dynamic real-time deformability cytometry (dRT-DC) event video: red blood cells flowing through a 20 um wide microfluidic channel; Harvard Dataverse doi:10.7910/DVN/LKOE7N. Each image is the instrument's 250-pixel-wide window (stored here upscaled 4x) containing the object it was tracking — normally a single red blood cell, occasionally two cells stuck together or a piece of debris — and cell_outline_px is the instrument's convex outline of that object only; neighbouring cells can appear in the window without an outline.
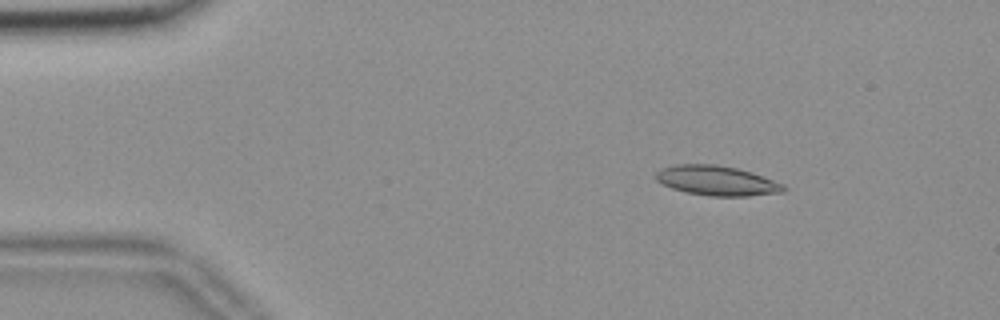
{"species": "common noctule bat (a hibernating species)", "species_latin": "Nyctalus noctula", "temperature_condition": "room temperature", "stored_images_in_passage": 55, "camera_frame_rate_fps": 3000, "um_per_image_px": 0.085, "animal": {"sex": "female", "body_mass_g": 18.4}, "frame": {"image": 1, "passage_image": 8, "time_ms": 2.333, "image_size_px": [1000, 320], "cell_outline_px": [[788, 188], [784, 192], [748, 196], [712, 196], [684, 192], [672, 188], [656, 180], [656, 172], [664, 168], [676, 164], [716, 164], [736, 168], [752, 172], [784, 184]], "centroid_in_image_um": [60.97, 15.36], "position_along_channel_um": 24.0, "area_um2": 22.14}}
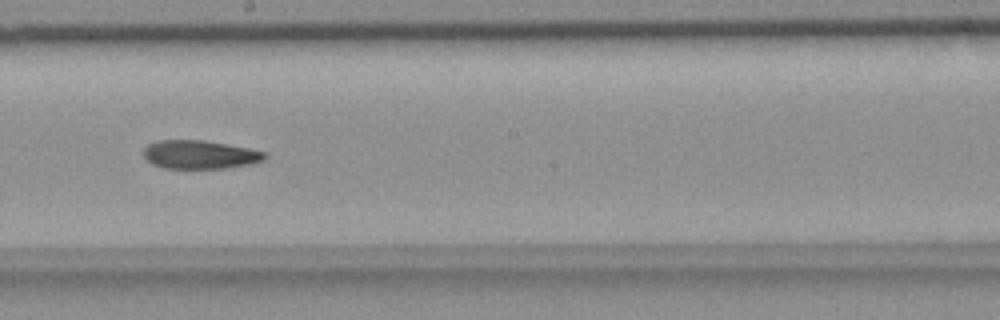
{"frame": {"image": 2, "passage_image": 31, "time_ms": 10.0, "image_size_px": [1000, 320], "cell_outline_px": [[268, 156], [264, 160], [252, 164], [224, 168], [164, 168], [152, 164], [144, 156], [144, 148], [148, 144], [156, 140], [204, 140], [248, 148], [268, 152]], "centroid_in_image_um": [17.01, 13.13], "position_along_channel_um": 231.2, "area_um2": 20.23}}
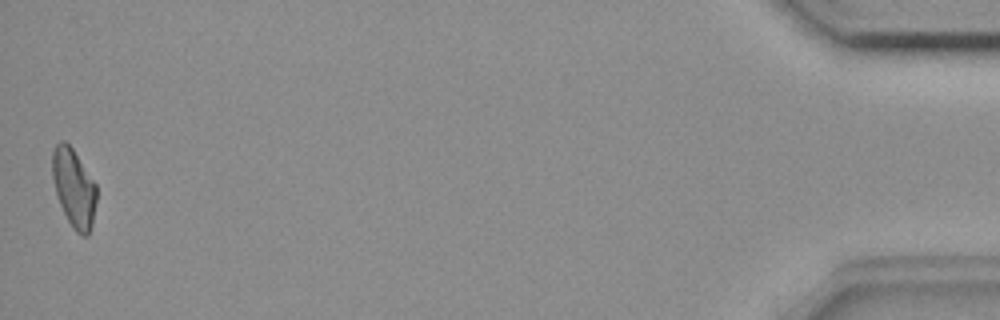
{"frame": {"image": 3, "passage_image": 55, "time_ms": 18.0, "image_size_px": [1000, 320], "cell_outline_px": [[96, 200], [92, 224], [88, 236], [84, 236], [76, 232], [72, 228], [56, 196], [52, 176], [52, 152], [56, 144], [60, 140], [64, 140], [72, 148], [96, 184]], "centroid_in_image_um": [6.26, 15.98], "position_along_channel_um": 428.9, "area_um2": 20.11}, "authors_computed_cell_mechanics": {"area_um2": 20.9236, "velocity_mm_per_s": 3.6485, "shape_relaxation_time_tau1_ms": null, "shape_relaxation_time_tau2_ms": 4.4023, "deformation_change_tau1": null, "deformation_change_tau2": 0.1294}}